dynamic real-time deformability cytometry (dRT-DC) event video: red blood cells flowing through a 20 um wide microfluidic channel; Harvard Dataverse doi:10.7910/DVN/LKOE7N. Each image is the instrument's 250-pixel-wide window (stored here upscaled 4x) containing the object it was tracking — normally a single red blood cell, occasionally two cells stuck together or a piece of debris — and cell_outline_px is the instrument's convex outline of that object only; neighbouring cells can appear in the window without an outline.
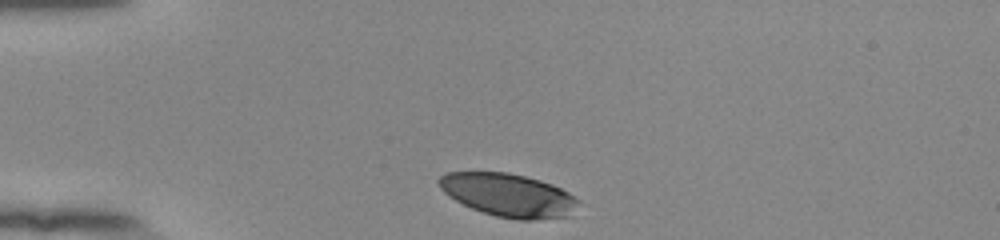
{"species": "human", "species_latin": "Homo sapiens", "temperature_condition": "room temperature", "stored_images_in_passage": 33, "camera_frame_rate_fps": 3000, "um_per_image_px": 0.085, "donor": {"sex": "female"}, "frame": {"image": 1, "passage_image": 1, "time_ms": 0.0, "image_size_px": [1000, 240], "cell_outline_px": [[580, 200], [568, 216], [536, 220], [516, 220], [496, 216], [472, 208], [456, 200], [444, 192], [440, 188], [436, 180], [440, 176], [448, 172], [508, 172], [540, 180], [552, 184], [568, 192]], "centroid_in_image_um": [43.2, 16.58], "position_along_channel_um": 41.8, "area_um2": 34.91}}
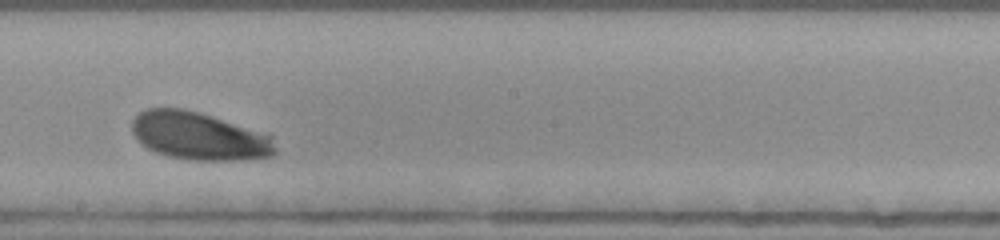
{"frame": {"image": 2, "passage_image": 19, "time_ms": 6.0, "image_size_px": [1000, 240], "cell_outline_px": [[276, 152], [272, 156], [248, 160], [192, 160], [168, 156], [156, 152], [148, 148], [136, 140], [132, 132], [132, 120], [140, 112], [148, 108], [184, 108], [200, 112], [272, 136], [276, 148]], "centroid_in_image_um": [16.9, 11.57], "position_along_channel_um": 231.3, "area_um2": 39.94}}
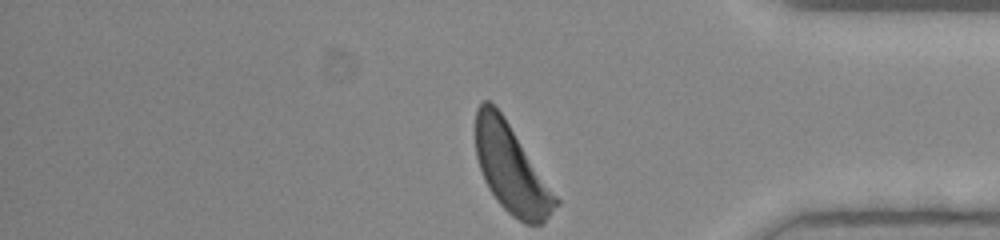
{"frame": {"image": 3, "passage_image": 33, "time_ms": 10.667, "image_size_px": [1000, 240], "cell_outline_px": [[560, 204], [544, 224], [524, 224], [512, 216], [496, 200], [488, 188], [484, 180], [476, 156], [476, 108], [484, 100], [488, 100], [504, 116], [560, 200]], "centroid_in_image_um": [43.48, 14.39], "position_along_channel_um": 391.7, "area_um2": 41.15}, "authors_computed_cell_mechanics": {"area_um2": 39.593, "velocity_mm_per_s": 3.7959, "shape_relaxation_time_tau1_ms": 2.5389, "shape_relaxation_time_tau2_ms": null, "deformation_change_tau1": 0.1604, "deformation_change_tau2": null}}